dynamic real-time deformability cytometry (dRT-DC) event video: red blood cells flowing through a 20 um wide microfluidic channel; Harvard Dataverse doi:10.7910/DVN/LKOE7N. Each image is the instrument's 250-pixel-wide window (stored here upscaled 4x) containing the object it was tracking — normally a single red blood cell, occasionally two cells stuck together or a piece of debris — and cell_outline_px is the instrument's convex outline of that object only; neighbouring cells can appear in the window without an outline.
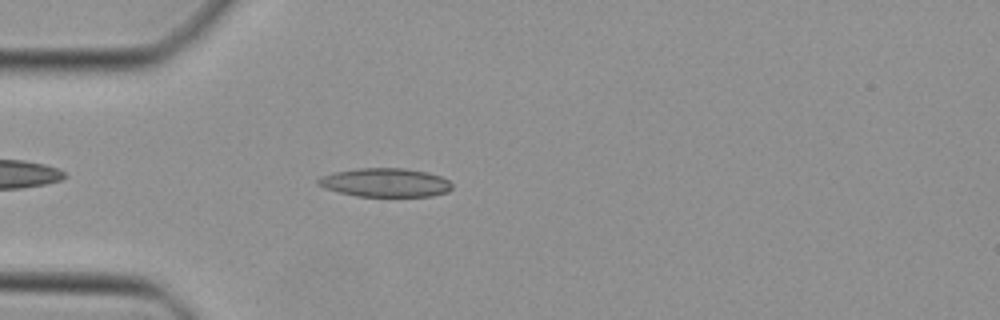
{"species": "Egyptian fruit bat (a non-hibernating species)", "species_latin": "Rousettus aegyptiacus", "temperature_condition": "cold", "stored_images_in_passage": 31, "camera_frame_rate_fps": 3000, "um_per_image_px": 0.085, "animal": {"sex": "female"}, "frame": {"image": 1, "passage_image": 3, "time_ms": 0.667, "image_size_px": [1000, 320], "cell_outline_px": [[452, 188], [448, 192], [432, 196], [356, 196], [324, 188], [316, 184], [316, 180], [320, 176], [336, 172], [356, 168], [404, 168], [428, 172], [440, 176], [448, 180], [452, 184]], "centroid_in_image_um": [32.75, 15.51], "position_along_channel_um": 52.3, "area_um2": 22.48}}
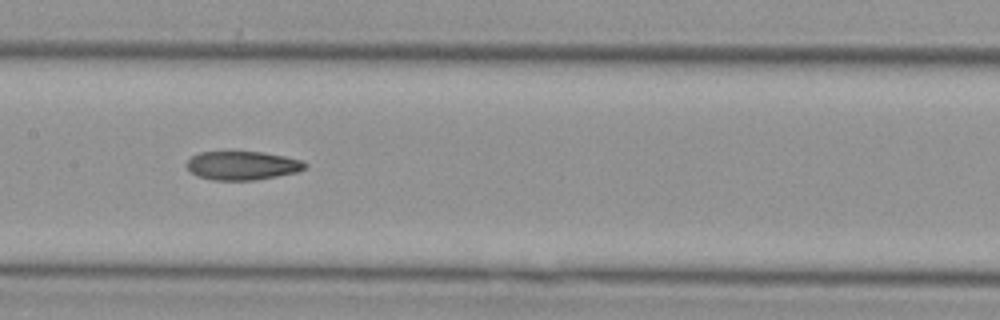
{"frame": {"image": 2, "passage_image": 13, "time_ms": 4.0, "image_size_px": [1000, 320], "cell_outline_px": [[308, 164], [304, 168], [296, 172], [256, 180], [212, 180], [196, 176], [188, 168], [188, 160], [192, 156], [200, 152], [264, 152], [284, 156], [300, 160]], "centroid_in_image_um": [20.59, 14.07], "position_along_channel_um": 186.8, "area_um2": 19.59}}
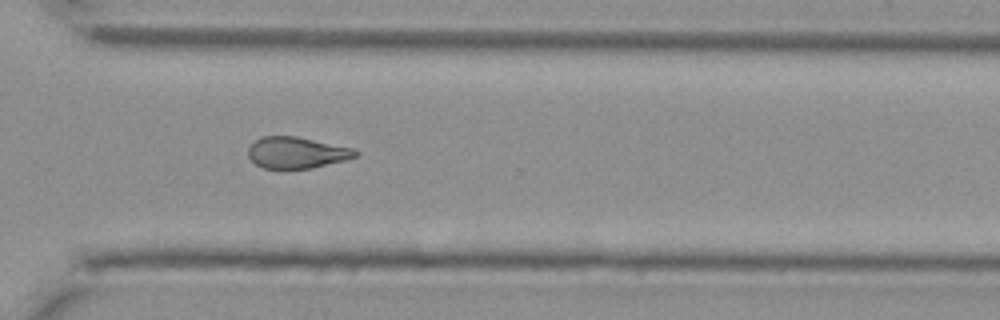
{"frame": {"image": 3, "passage_image": 24, "time_ms": 7.667, "image_size_px": [1000, 320], "cell_outline_px": [[360, 152], [356, 156], [344, 160], [312, 168], [264, 168], [256, 164], [248, 156], [248, 148], [260, 136], [296, 136], [352, 148]], "centroid_in_image_um": [25.2, 12.96], "position_along_channel_um": 345.4, "area_um2": 19.36}}